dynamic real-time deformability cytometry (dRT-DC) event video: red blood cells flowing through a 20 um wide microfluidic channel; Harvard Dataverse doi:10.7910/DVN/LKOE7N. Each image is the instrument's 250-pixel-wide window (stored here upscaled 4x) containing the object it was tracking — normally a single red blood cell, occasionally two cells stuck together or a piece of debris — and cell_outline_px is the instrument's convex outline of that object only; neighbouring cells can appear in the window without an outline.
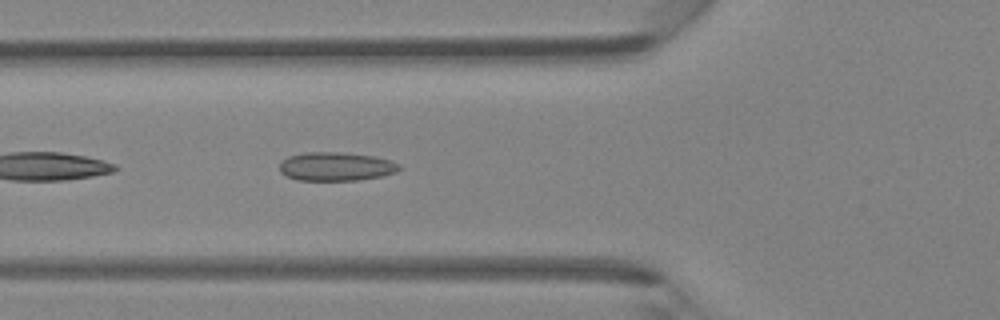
{"species": "Egyptian fruit bat (a non-hibernating species)", "species_latin": "Rousettus aegyptiacus", "temperature_condition": "room temperature", "stored_images_in_passage": 43, "camera_frame_rate_fps": 3000, "um_per_image_px": 0.085, "animal": {"sex": "female"}, "frame": {"image": 1, "passage_image": 13, "time_ms": 4.0, "image_size_px": [1000, 320], "cell_outline_px": [[400, 168], [396, 172], [380, 176], [356, 180], [296, 180], [280, 172], [280, 164], [288, 156], [304, 152], [340, 152], [372, 156], [392, 160], [400, 164]], "centroid_in_image_um": [28.56, 14.14], "position_along_channel_um": 97.2, "area_um2": 19.88}}
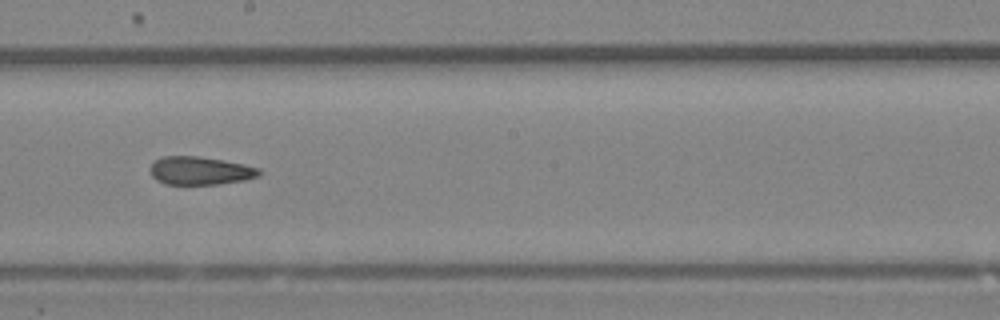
{"frame": {"image": 2, "passage_image": 22, "time_ms": 7.0, "image_size_px": [1000, 320], "cell_outline_px": [[260, 176], [244, 180], [220, 184], [164, 184], [156, 180], [152, 176], [148, 168], [156, 160], [164, 156], [200, 156], [224, 160], [244, 164], [260, 168]], "centroid_in_image_um": [17.01, 14.51], "position_along_channel_um": 231.2, "area_um2": 18.03}}
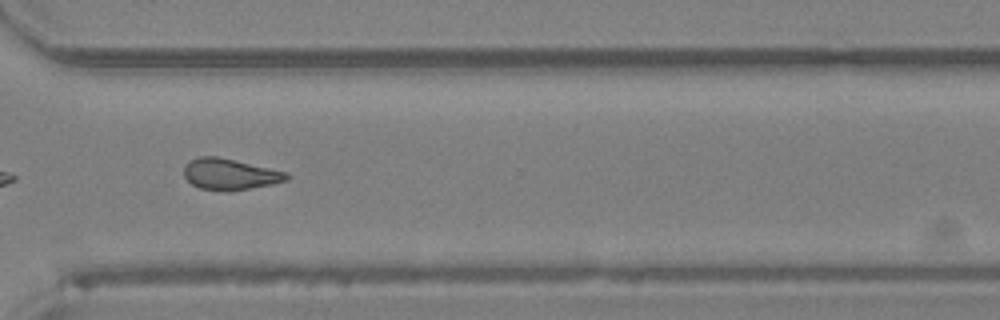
{"frame": {"image": 3, "passage_image": 30, "time_ms": 9.667, "image_size_px": [1000, 320], "cell_outline_px": [[288, 180], [272, 184], [228, 192], [200, 188], [192, 184], [184, 176], [184, 164], [200, 156], [216, 156], [288, 172]], "centroid_in_image_um": [19.53, 14.81], "position_along_channel_um": 351.1, "area_um2": 18.55}}